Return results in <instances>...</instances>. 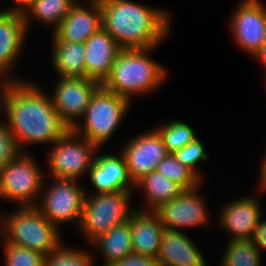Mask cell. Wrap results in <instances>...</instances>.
Listing matches in <instances>:
<instances>
[{"label":"cell","mask_w":266,"mask_h":266,"mask_svg":"<svg viewBox=\"0 0 266 266\" xmlns=\"http://www.w3.org/2000/svg\"><path fill=\"white\" fill-rule=\"evenodd\" d=\"M48 95L38 85L19 78L9 81L5 87L2 112L6 113V123L22 152L26 145H52L70 129Z\"/></svg>","instance_id":"cell-1"},{"label":"cell","mask_w":266,"mask_h":266,"mask_svg":"<svg viewBox=\"0 0 266 266\" xmlns=\"http://www.w3.org/2000/svg\"><path fill=\"white\" fill-rule=\"evenodd\" d=\"M102 28L122 49L155 48L166 40L171 18L166 10L132 0H99Z\"/></svg>","instance_id":"cell-2"},{"label":"cell","mask_w":266,"mask_h":266,"mask_svg":"<svg viewBox=\"0 0 266 266\" xmlns=\"http://www.w3.org/2000/svg\"><path fill=\"white\" fill-rule=\"evenodd\" d=\"M156 48L121 49L102 86L130 102L135 95L156 90L168 75L165 67L149 56Z\"/></svg>","instance_id":"cell-3"},{"label":"cell","mask_w":266,"mask_h":266,"mask_svg":"<svg viewBox=\"0 0 266 266\" xmlns=\"http://www.w3.org/2000/svg\"><path fill=\"white\" fill-rule=\"evenodd\" d=\"M17 208L0 217V237L7 243L47 255L63 242L60 230L36 206Z\"/></svg>","instance_id":"cell-4"},{"label":"cell","mask_w":266,"mask_h":266,"mask_svg":"<svg viewBox=\"0 0 266 266\" xmlns=\"http://www.w3.org/2000/svg\"><path fill=\"white\" fill-rule=\"evenodd\" d=\"M131 103L101 85L93 94L83 120H79L72 130L101 148L118 129Z\"/></svg>","instance_id":"cell-5"},{"label":"cell","mask_w":266,"mask_h":266,"mask_svg":"<svg viewBox=\"0 0 266 266\" xmlns=\"http://www.w3.org/2000/svg\"><path fill=\"white\" fill-rule=\"evenodd\" d=\"M133 190L115 193H86L79 228L89 244L115 226L129 220L136 209L129 206ZM88 194V195H87Z\"/></svg>","instance_id":"cell-6"},{"label":"cell","mask_w":266,"mask_h":266,"mask_svg":"<svg viewBox=\"0 0 266 266\" xmlns=\"http://www.w3.org/2000/svg\"><path fill=\"white\" fill-rule=\"evenodd\" d=\"M38 164L32 155L24 151L2 167L0 198L14 201L13 203L18 204V207L37 206L43 182L47 181L44 180L45 173L41 171Z\"/></svg>","instance_id":"cell-7"},{"label":"cell","mask_w":266,"mask_h":266,"mask_svg":"<svg viewBox=\"0 0 266 266\" xmlns=\"http://www.w3.org/2000/svg\"><path fill=\"white\" fill-rule=\"evenodd\" d=\"M48 153L49 175L59 179L79 180L89 173L99 147L69 129L55 141ZM85 173V174H84Z\"/></svg>","instance_id":"cell-8"},{"label":"cell","mask_w":266,"mask_h":266,"mask_svg":"<svg viewBox=\"0 0 266 266\" xmlns=\"http://www.w3.org/2000/svg\"><path fill=\"white\" fill-rule=\"evenodd\" d=\"M51 179L53 183L49 186L43 182L42 195L36 207L58 229L69 221H77L79 227L87 190L78 183L80 180Z\"/></svg>","instance_id":"cell-9"},{"label":"cell","mask_w":266,"mask_h":266,"mask_svg":"<svg viewBox=\"0 0 266 266\" xmlns=\"http://www.w3.org/2000/svg\"><path fill=\"white\" fill-rule=\"evenodd\" d=\"M231 15L230 30L239 48L255 57L266 41V6L260 0H242Z\"/></svg>","instance_id":"cell-10"},{"label":"cell","mask_w":266,"mask_h":266,"mask_svg":"<svg viewBox=\"0 0 266 266\" xmlns=\"http://www.w3.org/2000/svg\"><path fill=\"white\" fill-rule=\"evenodd\" d=\"M50 96L62 121L72 129L81 120L100 83L88 78L60 77Z\"/></svg>","instance_id":"cell-11"},{"label":"cell","mask_w":266,"mask_h":266,"mask_svg":"<svg viewBox=\"0 0 266 266\" xmlns=\"http://www.w3.org/2000/svg\"><path fill=\"white\" fill-rule=\"evenodd\" d=\"M196 188L184 190L178 197L163 204L156 213L161 219L164 229H186L205 226L210 221L207 206ZM201 195V196H200Z\"/></svg>","instance_id":"cell-12"},{"label":"cell","mask_w":266,"mask_h":266,"mask_svg":"<svg viewBox=\"0 0 266 266\" xmlns=\"http://www.w3.org/2000/svg\"><path fill=\"white\" fill-rule=\"evenodd\" d=\"M121 153L134 184L156 170L158 163L168 154L163 138L156 128L132 137Z\"/></svg>","instance_id":"cell-13"},{"label":"cell","mask_w":266,"mask_h":266,"mask_svg":"<svg viewBox=\"0 0 266 266\" xmlns=\"http://www.w3.org/2000/svg\"><path fill=\"white\" fill-rule=\"evenodd\" d=\"M80 0L53 31V41L84 43L102 28V13L99 0H87V6Z\"/></svg>","instance_id":"cell-14"},{"label":"cell","mask_w":266,"mask_h":266,"mask_svg":"<svg viewBox=\"0 0 266 266\" xmlns=\"http://www.w3.org/2000/svg\"><path fill=\"white\" fill-rule=\"evenodd\" d=\"M255 196L242 197L226 203L219 214V224L230 233L229 240L252 239L262 216V209Z\"/></svg>","instance_id":"cell-15"},{"label":"cell","mask_w":266,"mask_h":266,"mask_svg":"<svg viewBox=\"0 0 266 266\" xmlns=\"http://www.w3.org/2000/svg\"><path fill=\"white\" fill-rule=\"evenodd\" d=\"M88 175L96 194L136 189L129 176L126 161L121 152L119 156L108 153L96 154Z\"/></svg>","instance_id":"cell-16"},{"label":"cell","mask_w":266,"mask_h":266,"mask_svg":"<svg viewBox=\"0 0 266 266\" xmlns=\"http://www.w3.org/2000/svg\"><path fill=\"white\" fill-rule=\"evenodd\" d=\"M27 34L22 14L0 11V76L9 81H17V78L10 76L12 74L9 71H12L22 54Z\"/></svg>","instance_id":"cell-17"},{"label":"cell","mask_w":266,"mask_h":266,"mask_svg":"<svg viewBox=\"0 0 266 266\" xmlns=\"http://www.w3.org/2000/svg\"><path fill=\"white\" fill-rule=\"evenodd\" d=\"M84 43L86 78L102 85L110 75L112 66L122 48L103 28Z\"/></svg>","instance_id":"cell-18"},{"label":"cell","mask_w":266,"mask_h":266,"mask_svg":"<svg viewBox=\"0 0 266 266\" xmlns=\"http://www.w3.org/2000/svg\"><path fill=\"white\" fill-rule=\"evenodd\" d=\"M133 253L158 257L164 227L156 211L135 209L130 217Z\"/></svg>","instance_id":"cell-19"},{"label":"cell","mask_w":266,"mask_h":266,"mask_svg":"<svg viewBox=\"0 0 266 266\" xmlns=\"http://www.w3.org/2000/svg\"><path fill=\"white\" fill-rule=\"evenodd\" d=\"M157 260L160 266H207L196 244L181 230L164 229Z\"/></svg>","instance_id":"cell-20"},{"label":"cell","mask_w":266,"mask_h":266,"mask_svg":"<svg viewBox=\"0 0 266 266\" xmlns=\"http://www.w3.org/2000/svg\"><path fill=\"white\" fill-rule=\"evenodd\" d=\"M135 188L144 193L145 206L137 209L156 211L163 204L178 197L184 189L177 183L169 180L160 172L154 170L145 175L136 184Z\"/></svg>","instance_id":"cell-21"},{"label":"cell","mask_w":266,"mask_h":266,"mask_svg":"<svg viewBox=\"0 0 266 266\" xmlns=\"http://www.w3.org/2000/svg\"><path fill=\"white\" fill-rule=\"evenodd\" d=\"M50 59L58 77L86 78L85 43L53 41Z\"/></svg>","instance_id":"cell-22"},{"label":"cell","mask_w":266,"mask_h":266,"mask_svg":"<svg viewBox=\"0 0 266 266\" xmlns=\"http://www.w3.org/2000/svg\"><path fill=\"white\" fill-rule=\"evenodd\" d=\"M102 253L103 266H111L133 253L130 221L121 223L104 233L92 244Z\"/></svg>","instance_id":"cell-23"},{"label":"cell","mask_w":266,"mask_h":266,"mask_svg":"<svg viewBox=\"0 0 266 266\" xmlns=\"http://www.w3.org/2000/svg\"><path fill=\"white\" fill-rule=\"evenodd\" d=\"M78 0H36L33 5L23 15L27 30L31 26V20L51 25L53 31L59 26L70 9Z\"/></svg>","instance_id":"cell-24"},{"label":"cell","mask_w":266,"mask_h":266,"mask_svg":"<svg viewBox=\"0 0 266 266\" xmlns=\"http://www.w3.org/2000/svg\"><path fill=\"white\" fill-rule=\"evenodd\" d=\"M221 266H260L261 253L251 239L228 240Z\"/></svg>","instance_id":"cell-25"},{"label":"cell","mask_w":266,"mask_h":266,"mask_svg":"<svg viewBox=\"0 0 266 266\" xmlns=\"http://www.w3.org/2000/svg\"><path fill=\"white\" fill-rule=\"evenodd\" d=\"M156 171L180 185L184 190L196 188L202 183V180L192 170L184 166L174 153H168L158 163Z\"/></svg>","instance_id":"cell-26"},{"label":"cell","mask_w":266,"mask_h":266,"mask_svg":"<svg viewBox=\"0 0 266 266\" xmlns=\"http://www.w3.org/2000/svg\"><path fill=\"white\" fill-rule=\"evenodd\" d=\"M156 129L161 134L168 153H175L197 138L192 126L180 120H170Z\"/></svg>","instance_id":"cell-27"},{"label":"cell","mask_w":266,"mask_h":266,"mask_svg":"<svg viewBox=\"0 0 266 266\" xmlns=\"http://www.w3.org/2000/svg\"><path fill=\"white\" fill-rule=\"evenodd\" d=\"M90 251L66 247L61 243L55 250L45 255L44 266H95Z\"/></svg>","instance_id":"cell-28"},{"label":"cell","mask_w":266,"mask_h":266,"mask_svg":"<svg viewBox=\"0 0 266 266\" xmlns=\"http://www.w3.org/2000/svg\"><path fill=\"white\" fill-rule=\"evenodd\" d=\"M5 266H44L45 255L3 240Z\"/></svg>","instance_id":"cell-29"},{"label":"cell","mask_w":266,"mask_h":266,"mask_svg":"<svg viewBox=\"0 0 266 266\" xmlns=\"http://www.w3.org/2000/svg\"><path fill=\"white\" fill-rule=\"evenodd\" d=\"M174 155L184 166L192 170L201 180H204V178L202 179L203 173L200 174L197 163H203V161L208 160L209 155L201 140L196 138L183 148L177 150Z\"/></svg>","instance_id":"cell-30"},{"label":"cell","mask_w":266,"mask_h":266,"mask_svg":"<svg viewBox=\"0 0 266 266\" xmlns=\"http://www.w3.org/2000/svg\"><path fill=\"white\" fill-rule=\"evenodd\" d=\"M20 153L22 151L9 130V126L5 121H0V169L15 159Z\"/></svg>","instance_id":"cell-31"},{"label":"cell","mask_w":266,"mask_h":266,"mask_svg":"<svg viewBox=\"0 0 266 266\" xmlns=\"http://www.w3.org/2000/svg\"><path fill=\"white\" fill-rule=\"evenodd\" d=\"M111 266H160V264L156 258L131 253Z\"/></svg>","instance_id":"cell-32"},{"label":"cell","mask_w":266,"mask_h":266,"mask_svg":"<svg viewBox=\"0 0 266 266\" xmlns=\"http://www.w3.org/2000/svg\"><path fill=\"white\" fill-rule=\"evenodd\" d=\"M262 219L261 217L255 228L253 238L251 239L260 252L266 249V220Z\"/></svg>","instance_id":"cell-33"},{"label":"cell","mask_w":266,"mask_h":266,"mask_svg":"<svg viewBox=\"0 0 266 266\" xmlns=\"http://www.w3.org/2000/svg\"><path fill=\"white\" fill-rule=\"evenodd\" d=\"M14 2V6L11 8H7L6 10H2V12L8 13H17L24 15L25 12L33 5L36 0H12Z\"/></svg>","instance_id":"cell-34"},{"label":"cell","mask_w":266,"mask_h":266,"mask_svg":"<svg viewBox=\"0 0 266 266\" xmlns=\"http://www.w3.org/2000/svg\"><path fill=\"white\" fill-rule=\"evenodd\" d=\"M262 166H261V171H260V178H259V184H260V186H259V188L261 189V190H259V191H266V156H265V158L263 159V162H262V164H261Z\"/></svg>","instance_id":"cell-35"},{"label":"cell","mask_w":266,"mask_h":266,"mask_svg":"<svg viewBox=\"0 0 266 266\" xmlns=\"http://www.w3.org/2000/svg\"><path fill=\"white\" fill-rule=\"evenodd\" d=\"M259 60L261 64H263V67L266 69V41L263 44L261 50L257 53V55L254 57V59Z\"/></svg>","instance_id":"cell-36"},{"label":"cell","mask_w":266,"mask_h":266,"mask_svg":"<svg viewBox=\"0 0 266 266\" xmlns=\"http://www.w3.org/2000/svg\"><path fill=\"white\" fill-rule=\"evenodd\" d=\"M9 83V80L7 78L1 77L0 76V113L2 115V100H3V94L5 87Z\"/></svg>","instance_id":"cell-37"}]
</instances>
